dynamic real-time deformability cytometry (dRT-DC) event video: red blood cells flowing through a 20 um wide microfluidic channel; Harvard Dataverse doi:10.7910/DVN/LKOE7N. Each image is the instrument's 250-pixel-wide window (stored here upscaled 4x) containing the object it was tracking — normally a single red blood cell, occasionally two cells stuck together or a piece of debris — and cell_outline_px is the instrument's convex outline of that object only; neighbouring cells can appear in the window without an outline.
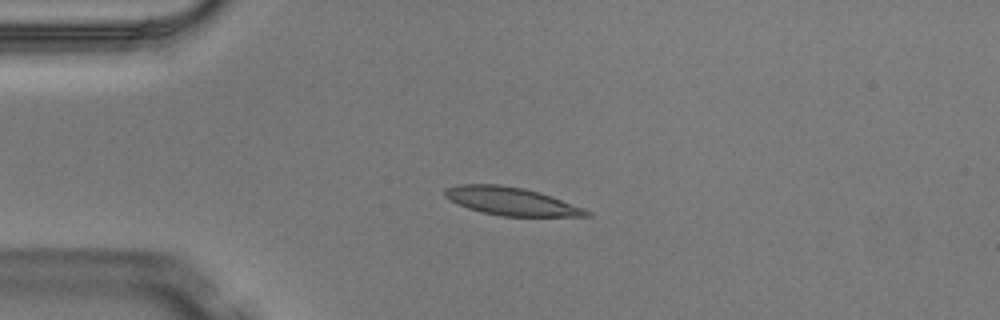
{"species": "Egyptian fruit bat (a non-hibernating species)", "species_latin": "Rousettus aegyptiacus", "temperature_condition": "warm", "stored_images_in_passage": 4, "camera_frame_rate_fps": 3000, "um_per_image_px": 0.085, "animal": {"sex": "male"}, "frame": {"image": 1, "passage_image": 3, "time_ms": 0.667, "image_size_px": [1000, 320], "cell_outline_px": [[592, 216], [504, 216], [480, 212], [468, 208], [448, 200], [444, 196], [444, 188], [456, 184], [500, 184], [524, 188], [540, 192], [552, 196], [584, 208], [592, 212]], "centroid_in_image_um": [43.43, 17.09], "position_along_channel_um": 41.6, "area_um2": 23.35}}